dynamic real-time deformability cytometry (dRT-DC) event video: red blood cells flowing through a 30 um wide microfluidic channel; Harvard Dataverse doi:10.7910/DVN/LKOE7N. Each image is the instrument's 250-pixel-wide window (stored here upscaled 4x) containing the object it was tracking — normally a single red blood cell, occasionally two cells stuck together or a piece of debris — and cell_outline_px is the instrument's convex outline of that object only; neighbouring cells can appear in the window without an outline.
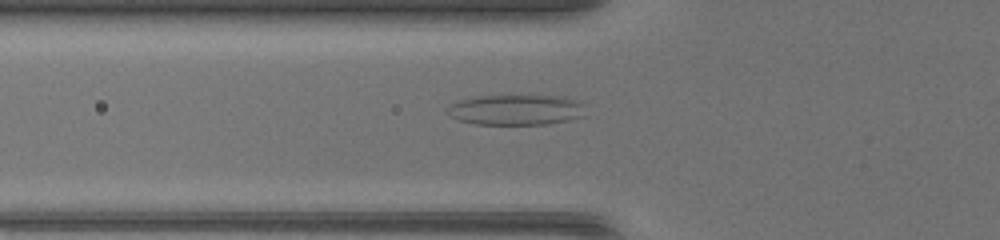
{"species": "common noctule bat (a hibernating species)", "species_latin": "Nyctalus noctula", "temperature_condition": "warm", "stored_images_in_passage": 50, "camera_frame_rate_fps": 3000, "um_per_image_px": 0.085, "animal": {"sex": "female", "body_mass_g": 17.0, "forearm_length_mm": 48.0}, "frame": {"image": 1, "passage_image": 19, "time_ms": 6.0, "image_size_px": [1000, 240], "cell_outline_px": [[588, 104], [584, 116], [568, 120], [548, 124], [476, 124], [460, 120], [452, 116], [448, 112], [448, 108], [456, 100], [476, 96], [564, 96], [580, 100]], "centroid_in_image_um": [43.97, 9.32], "position_along_channel_um": 81.8, "area_um2": 24.74}}
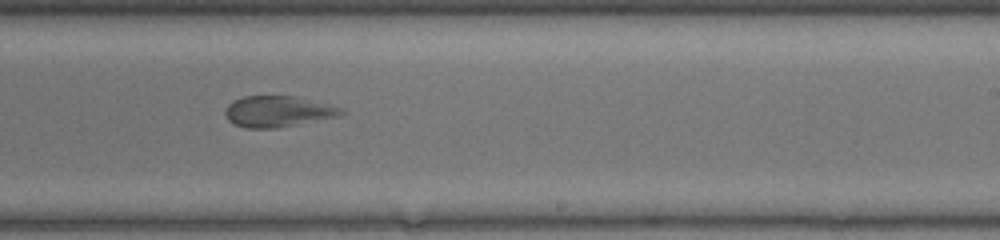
{"frame": {"image": 2, "passage_image": 32, "time_ms": 10.333, "image_size_px": [1000, 240], "cell_outline_px": [[344, 112], [340, 116], [276, 128], [248, 128], [236, 124], [228, 120], [224, 112], [228, 104], [232, 100], [244, 96], [296, 96], [332, 104], [344, 108]], "centroid_in_image_um": [23.65, 9.46], "position_along_channel_um": 265.3, "area_um2": 21.1}}
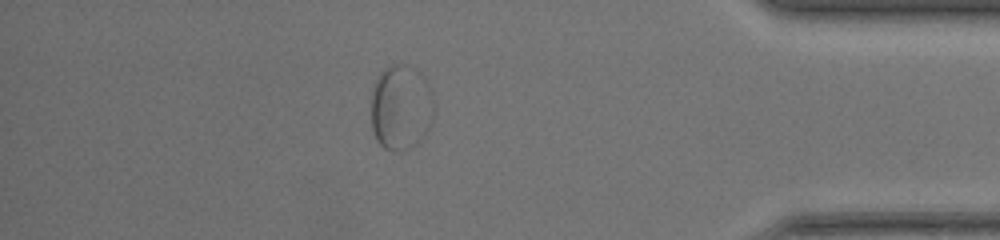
{"frame": {"image": 3, "passage_image": 44, "time_ms": 14.333, "image_size_px": [1000, 240], "cell_outline_px": [[432, 124], [424, 136], [416, 144], [408, 148], [396, 152], [392, 152], [384, 148], [376, 140], [372, 128], [372, 88], [380, 72], [384, 68], [392, 64], [408, 64], [416, 68], [428, 80], [432, 88]], "centroid_in_image_um": [34.09, 9.1], "position_along_channel_um": 401.1, "area_um2": 31.79}}